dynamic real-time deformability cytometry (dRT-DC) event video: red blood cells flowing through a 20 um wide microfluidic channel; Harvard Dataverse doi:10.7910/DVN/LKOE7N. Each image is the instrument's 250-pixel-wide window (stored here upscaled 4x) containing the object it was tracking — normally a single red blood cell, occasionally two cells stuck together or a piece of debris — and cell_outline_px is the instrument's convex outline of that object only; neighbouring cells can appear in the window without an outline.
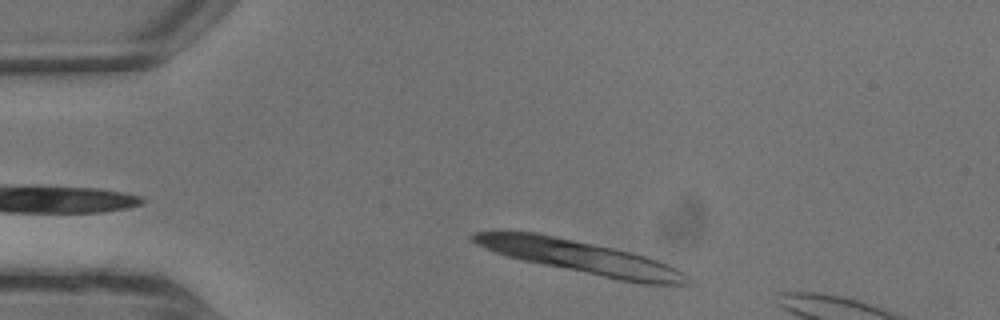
{"species": "common noctule bat (a hibernating species)", "species_latin": "Nyctalus noctula", "temperature_condition": "warm", "stored_images_in_passage": 4, "camera_frame_rate_fps": 3000, "um_per_image_px": 0.085, "animal": {"sex": "male", "body_mass_g": 13.3}, "frame": {"image": 1, "passage_image": 2, "time_ms": 0.333, "image_size_px": [1000, 320], "cell_outline_px": [[672, 268], [668, 280], [628, 280], [528, 260], [512, 256], [500, 252], [480, 244], [472, 236], [480, 232], [528, 232], [608, 248], [640, 256], [664, 264]], "centroid_in_image_um": [48.84, 21.72], "position_along_channel_um": 36.2, "area_um2": 34.04}}